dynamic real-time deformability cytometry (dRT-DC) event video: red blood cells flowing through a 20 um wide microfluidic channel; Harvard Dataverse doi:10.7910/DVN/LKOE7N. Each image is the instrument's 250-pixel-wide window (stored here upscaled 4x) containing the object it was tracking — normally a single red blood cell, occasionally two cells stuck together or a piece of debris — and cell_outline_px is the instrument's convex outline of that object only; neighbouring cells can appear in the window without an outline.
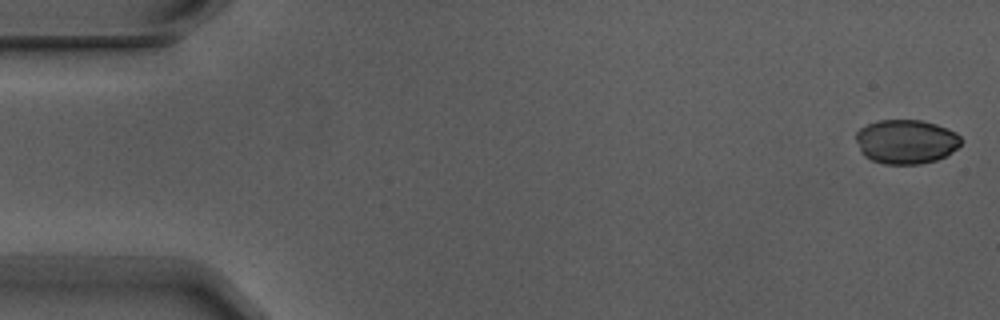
{"species": "Egyptian fruit bat (a non-hibernating species)", "species_latin": "Rousettus aegyptiacus", "temperature_condition": "warm", "stored_images_in_passage": 5, "camera_frame_rate_fps": 3000, "um_per_image_px": 0.085, "animal": {"sex": "male"}, "frame": {"image": 1, "passage_image": 1, "time_ms": 0.0, "image_size_px": [1000, 320], "cell_outline_px": [[960, 144], [956, 148], [944, 156], [936, 160], [920, 164], [884, 164], [872, 160], [864, 156], [860, 152], [856, 140], [856, 132], [860, 128], [868, 124], [880, 120], [920, 120], [936, 124], [948, 128], [956, 132], [960, 136]], "centroid_in_image_um": [76.99, 12.04], "position_along_channel_um": 8.0, "area_um2": 27.05}}
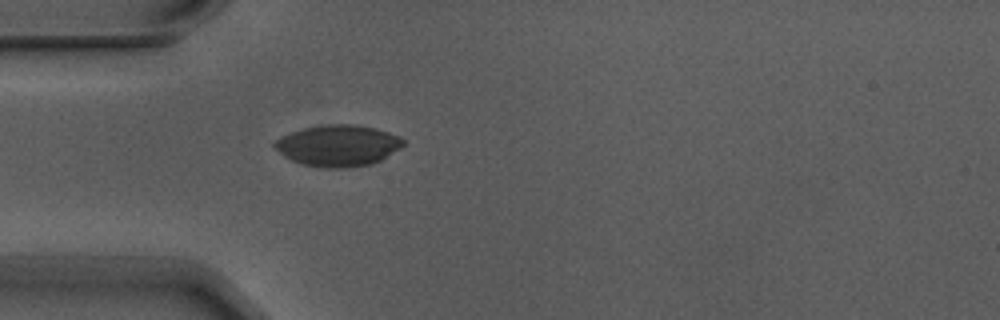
{"frame": {"image": 2, "passage_image": 5, "time_ms": 1.333, "image_size_px": [1000, 320], "cell_outline_px": [[404, 144], [400, 148], [380, 160], [372, 164], [344, 168], [320, 168], [300, 164], [284, 156], [272, 144], [276, 140], [292, 132], [304, 128], [328, 124], [356, 124], [388, 132], [400, 136], [404, 140]], "centroid_in_image_um": [28.74, 12.38], "position_along_channel_um": 56.3, "area_um2": 30.81}}